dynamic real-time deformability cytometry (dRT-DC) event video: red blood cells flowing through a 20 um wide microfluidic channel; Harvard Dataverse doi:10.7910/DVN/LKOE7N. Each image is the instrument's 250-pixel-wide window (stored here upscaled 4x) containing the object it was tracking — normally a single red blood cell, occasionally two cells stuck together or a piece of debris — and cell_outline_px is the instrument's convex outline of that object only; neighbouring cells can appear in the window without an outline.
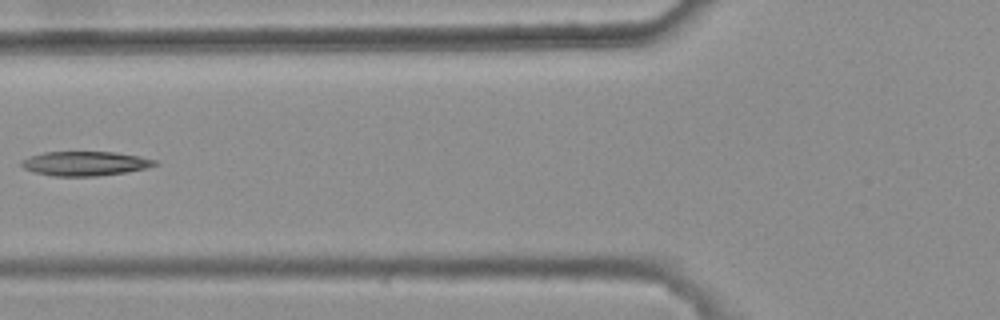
{"species": "common noctule bat (a hibernating species)", "species_latin": "Nyctalus noctula", "temperature_condition": "warm", "stored_images_in_passage": 5, "camera_frame_rate_fps": 3000, "um_per_image_px": 0.085, "animal": {"sex": "female", "body_mass_g": 25.1}, "frame": {"image": 1, "passage_image": 5, "time_ms": 1.333, "image_size_px": [1000, 320], "cell_outline_px": [[160, 164], [144, 168], [124, 172], [96, 176], [52, 176], [36, 172], [24, 168], [20, 164], [20, 160], [28, 156], [44, 152], [112, 152], [140, 156], [156, 160]], "centroid_in_image_um": [7.2, 13.89], "position_along_channel_um": 118.6, "area_um2": 18.84}}